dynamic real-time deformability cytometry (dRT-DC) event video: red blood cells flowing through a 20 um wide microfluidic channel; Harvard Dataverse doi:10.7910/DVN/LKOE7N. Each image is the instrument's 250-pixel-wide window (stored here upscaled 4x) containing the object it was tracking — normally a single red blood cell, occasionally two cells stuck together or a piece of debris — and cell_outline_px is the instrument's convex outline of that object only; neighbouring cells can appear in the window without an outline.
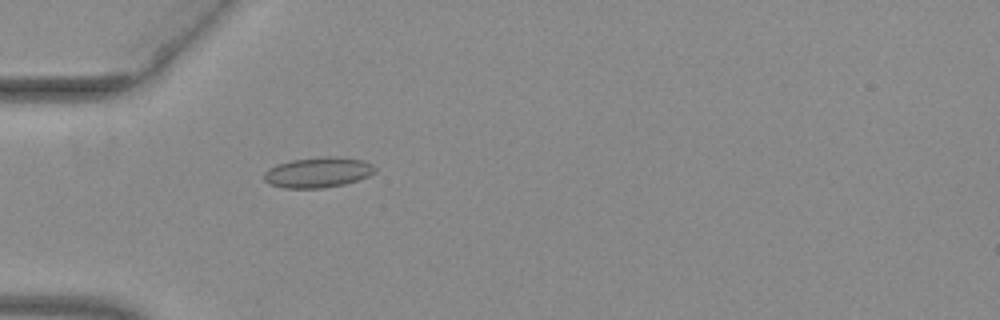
{"species": "common noctule bat (a hibernating species)", "species_latin": "Nyctalus noctula", "temperature_condition": "warm", "stored_images_in_passage": 54, "camera_frame_rate_fps": 3000, "um_per_image_px": 0.085, "animal": {"sex": "female", "body_mass_g": 29.2, "forearm_length_mm": 56.3}, "frame": {"image": 1, "passage_image": 18, "time_ms": 5.667, "image_size_px": [1000, 320], "cell_outline_px": [[376, 172], [368, 176], [344, 184], [320, 188], [284, 188], [268, 184], [264, 180], [264, 172], [268, 168], [276, 164], [292, 160], [320, 156], [336, 156], [364, 160], [372, 164], [376, 168]], "centroid_in_image_um": [27.01, 14.64], "position_along_channel_um": 58.0, "area_um2": 19.83}}
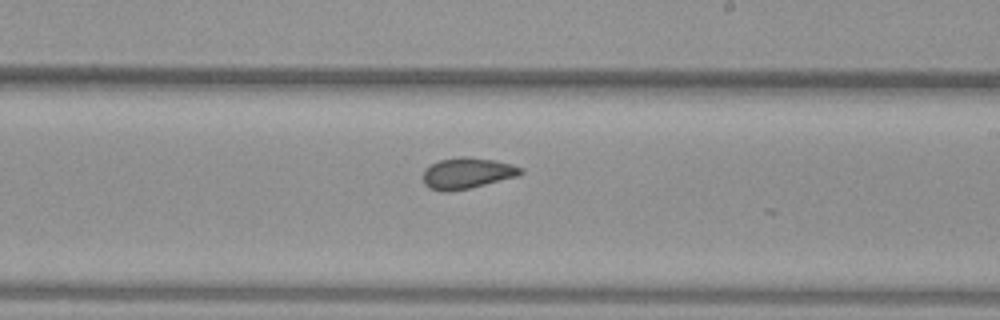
{"frame": {"image": 2, "passage_image": 33, "time_ms": 10.667, "image_size_px": [1000, 320], "cell_outline_px": [[524, 172], [520, 176], [468, 188], [448, 192], [444, 192], [428, 188], [424, 184], [424, 168], [440, 160], [460, 156], [468, 156], [496, 160], [512, 164], [524, 168]], "centroid_in_image_um": [39.74, 14.71], "position_along_channel_um": 249.3, "area_um2": 17.86}}
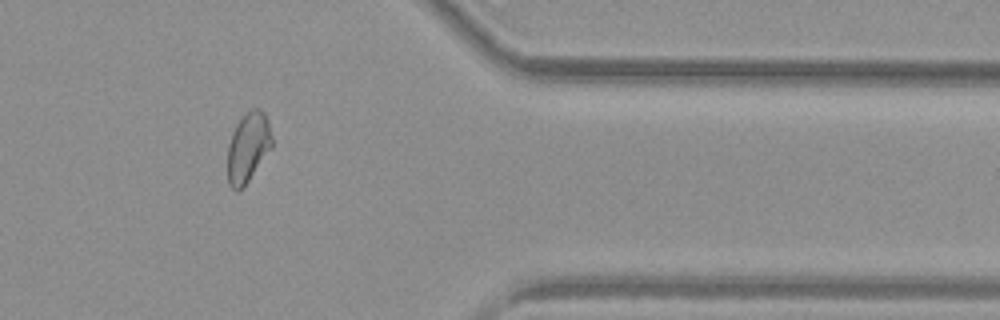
{"frame": {"image": 3, "passage_image": 45, "time_ms": 14.667, "image_size_px": [1000, 320], "cell_outline_px": [[272, 148], [248, 180], [236, 192], [228, 184], [228, 144], [232, 132], [236, 124], [252, 108], [260, 108], [264, 112], [268, 120], [272, 136]], "centroid_in_image_um": [21.09, 12.5], "position_along_channel_um": 390.3, "area_um2": 17.86}, "authors_computed_cell_mechanics": {"area_um2": 18.4093, "velocity_mm_per_s": 3.9633, "shape_relaxation_time_tau1_ms": 6.041, "shape_relaxation_time_tau2_ms": 1.1562, "deformation_change_tau1": 0.1057, "deformation_change_tau2": 0.0638}}